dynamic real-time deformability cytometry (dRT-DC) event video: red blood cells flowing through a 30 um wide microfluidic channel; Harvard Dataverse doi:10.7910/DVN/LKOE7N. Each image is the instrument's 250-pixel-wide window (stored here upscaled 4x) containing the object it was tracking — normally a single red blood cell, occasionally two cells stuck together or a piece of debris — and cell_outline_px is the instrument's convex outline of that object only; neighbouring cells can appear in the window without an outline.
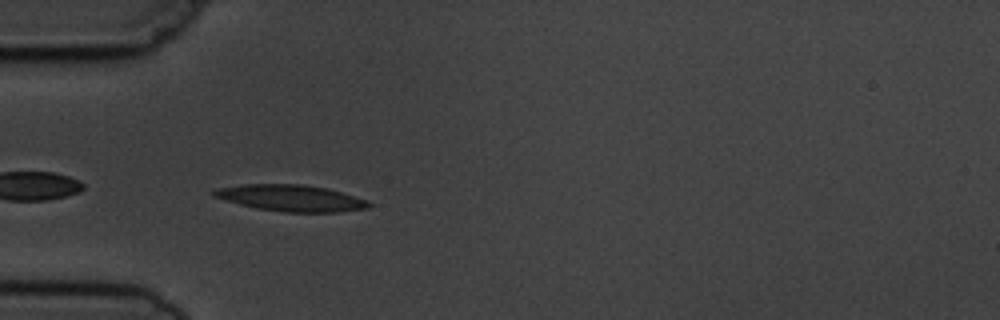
{"species": "common noctule bat (a hibernating species)", "species_latin": "Nyctalus noctula", "temperature_condition": "cold", "stored_images_in_passage": 5, "camera_frame_rate_fps": 3000, "um_per_image_px": 0.085, "animal": {"sex": "male", "body_mass_g": 19.5, "forearm_length_mm": 54.6}, "frame": {"image": 1, "passage_image": 4, "time_ms": 4.333, "image_size_px": [1000, 320], "cell_outline_px": [[372, 204], [368, 208], [340, 212], [284, 212], [256, 208], [240, 204], [212, 196], [212, 188], [244, 184], [300, 184], [328, 188], [368, 200]], "centroid_in_image_um": [24.72, 16.83], "position_along_channel_um": 60.3, "area_um2": 23.99}}